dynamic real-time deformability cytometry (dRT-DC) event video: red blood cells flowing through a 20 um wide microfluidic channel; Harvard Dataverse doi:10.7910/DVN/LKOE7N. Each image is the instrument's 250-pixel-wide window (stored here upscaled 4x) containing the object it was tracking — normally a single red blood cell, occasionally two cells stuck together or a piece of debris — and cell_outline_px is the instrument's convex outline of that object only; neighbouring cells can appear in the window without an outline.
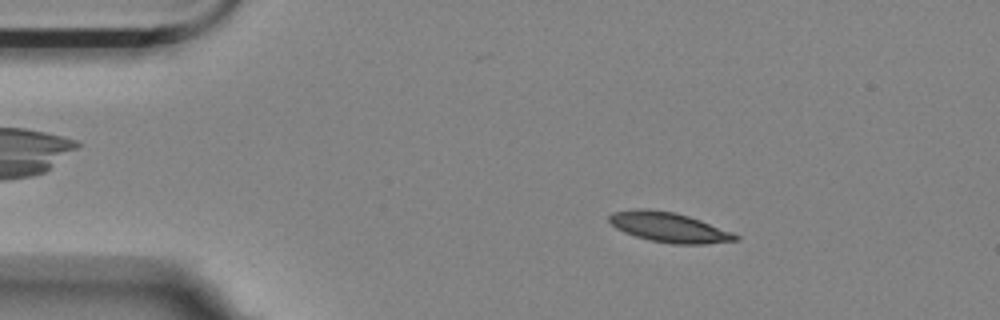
{"species": "Egyptian fruit bat (a non-hibernating species)", "species_latin": "Rousettus aegyptiacus", "temperature_condition": "room temperature", "stored_images_in_passage": 3, "camera_frame_rate_fps": 3000, "um_per_image_px": 0.085, "animal": {"sex": "female"}, "frame": {"image": 1, "passage_image": 1, "time_ms": 0.0, "image_size_px": [1000, 320], "cell_outline_px": [[740, 240], [704, 244], [672, 244], [648, 240], [624, 232], [616, 228], [608, 220], [608, 216], [612, 212], [640, 208], [644, 208], [676, 212], [700, 220], [732, 232], [740, 236]], "centroid_in_image_um": [56.86, 19.32], "position_along_channel_um": 28.1, "area_um2": 22.02}}
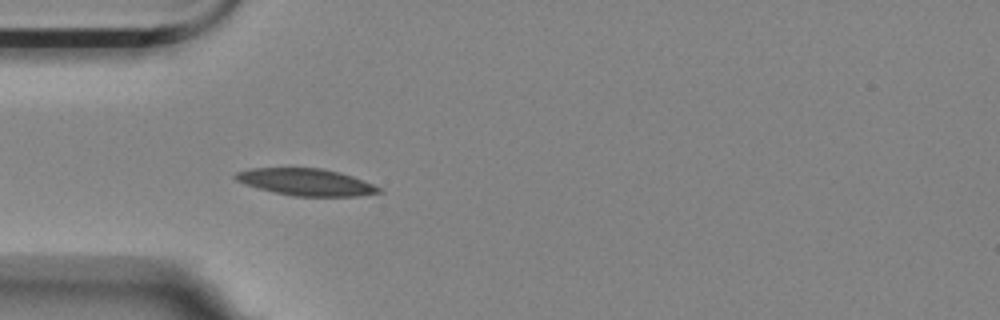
{"frame": {"image": 2, "passage_image": 3, "time_ms": 2.333, "image_size_px": [1000, 320], "cell_outline_px": [[384, 192], [360, 196], [292, 196], [244, 184], [236, 180], [232, 176], [236, 172], [252, 168], [320, 168], [340, 172], [352, 176], [372, 184], [380, 188]], "centroid_in_image_um": [26.02, 15.47], "position_along_channel_um": 59.0, "area_um2": 22.37}}